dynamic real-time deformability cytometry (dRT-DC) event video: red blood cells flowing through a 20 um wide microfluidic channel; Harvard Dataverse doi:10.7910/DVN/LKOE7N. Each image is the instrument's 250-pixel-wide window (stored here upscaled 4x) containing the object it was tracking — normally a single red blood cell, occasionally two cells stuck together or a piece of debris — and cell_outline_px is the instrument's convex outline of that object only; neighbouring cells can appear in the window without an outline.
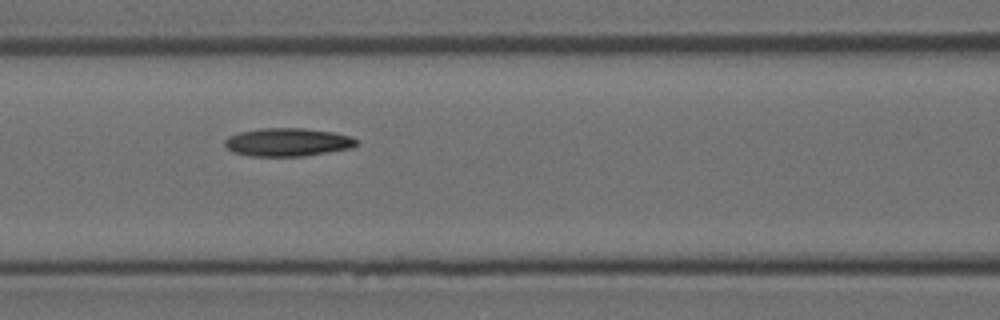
{"species": "Egyptian fruit bat (a non-hibernating species)", "species_latin": "Rousettus aegyptiacus", "temperature_condition": "room temperature", "stored_images_in_passage": 8, "camera_frame_rate_fps": 3000, "um_per_image_px": 0.085, "animal": {"sex": "female"}, "frame": {"image": 1, "passage_image": 6, "time_ms": 6.333, "image_size_px": [1000, 320], "cell_outline_px": [[360, 144], [352, 148], [304, 156], [252, 156], [232, 152], [224, 144], [224, 140], [228, 136], [240, 132], [260, 128], [304, 128], [332, 132], [352, 136], [360, 140]], "centroid_in_image_um": [24.49, 12.08], "position_along_channel_um": 142.1, "area_um2": 21.85}}
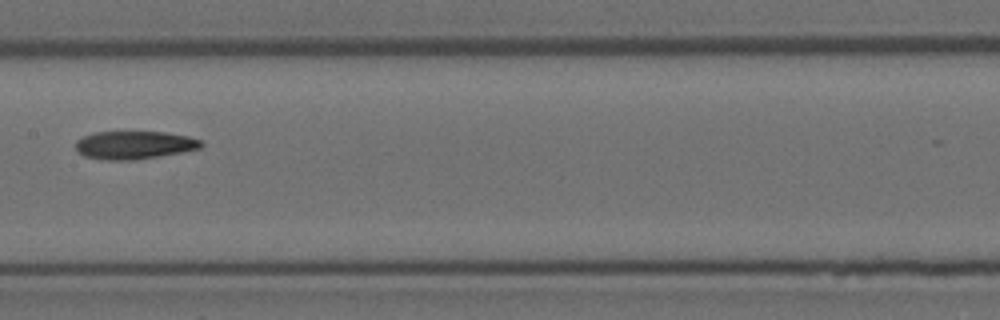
{"frame": {"image": 2, "passage_image": 7, "time_ms": 7.667, "image_size_px": [1000, 320], "cell_outline_px": [[204, 144], [200, 148], [184, 152], [132, 160], [108, 160], [84, 156], [76, 148], [76, 140], [84, 136], [96, 132], [164, 132], [188, 136], [200, 140]], "centroid_in_image_um": [11.43, 12.32], "position_along_channel_um": 196.0, "area_um2": 20.35}}
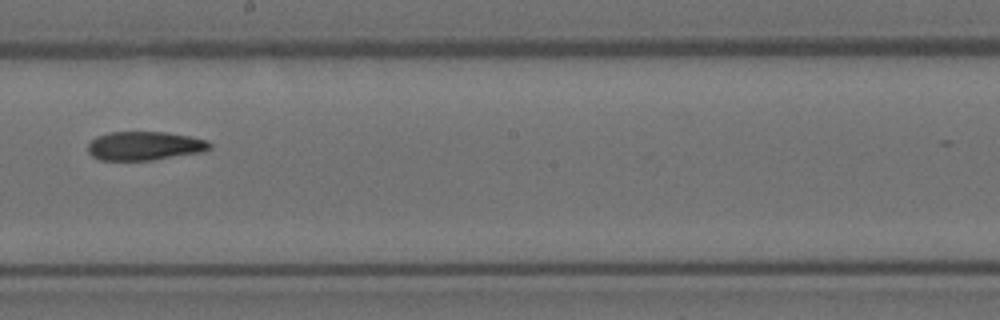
{"frame": {"image": 3, "passage_image": 8, "time_ms": 8.667, "image_size_px": [1000, 320], "cell_outline_px": [[212, 148], [200, 152], [152, 160], [100, 160], [92, 156], [88, 152], [88, 144], [96, 136], [108, 132], [168, 132], [208, 140], [212, 144]], "centroid_in_image_um": [12.28, 12.39], "position_along_channel_um": 235.9, "area_um2": 20.46}}